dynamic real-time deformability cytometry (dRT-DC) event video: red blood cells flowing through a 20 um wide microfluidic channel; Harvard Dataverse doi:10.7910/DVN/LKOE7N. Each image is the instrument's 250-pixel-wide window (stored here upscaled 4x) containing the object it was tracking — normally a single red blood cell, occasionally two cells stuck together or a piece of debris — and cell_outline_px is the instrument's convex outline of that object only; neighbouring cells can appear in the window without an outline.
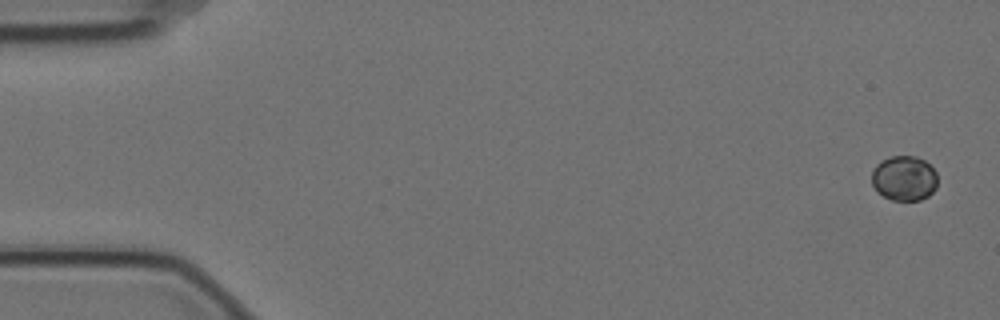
{"species": "Egyptian fruit bat (a non-hibernating species)", "species_latin": "Rousettus aegyptiacus", "temperature_condition": "cold", "stored_images_in_passage": 4, "camera_frame_rate_fps": 3000, "um_per_image_px": 0.085, "animal": {"sex": "female"}, "frame": {"image": 1, "passage_image": 1, "time_ms": 0.0, "image_size_px": [1000, 320], "cell_outline_px": [[936, 188], [928, 196], [920, 200], [892, 200], [876, 192], [872, 184], [872, 172], [876, 164], [880, 160], [892, 156], [916, 156], [924, 160], [936, 172]], "centroid_in_image_um": [76.83, 15.15], "position_along_channel_um": 8.2, "area_um2": 17.28}}
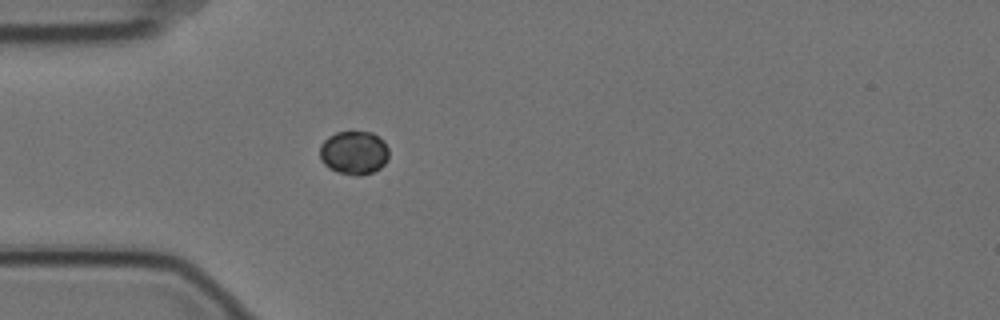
{"frame": {"image": 2, "passage_image": 4, "time_ms": 1.0, "image_size_px": [1000, 320], "cell_outline_px": [[388, 160], [380, 168], [372, 172], [360, 176], [356, 176], [336, 172], [328, 168], [320, 160], [320, 144], [328, 136], [336, 132], [352, 128], [372, 132], [384, 140], [388, 148]], "centroid_in_image_um": [30.08, 12.93], "position_along_channel_um": 54.9, "area_um2": 18.32}}